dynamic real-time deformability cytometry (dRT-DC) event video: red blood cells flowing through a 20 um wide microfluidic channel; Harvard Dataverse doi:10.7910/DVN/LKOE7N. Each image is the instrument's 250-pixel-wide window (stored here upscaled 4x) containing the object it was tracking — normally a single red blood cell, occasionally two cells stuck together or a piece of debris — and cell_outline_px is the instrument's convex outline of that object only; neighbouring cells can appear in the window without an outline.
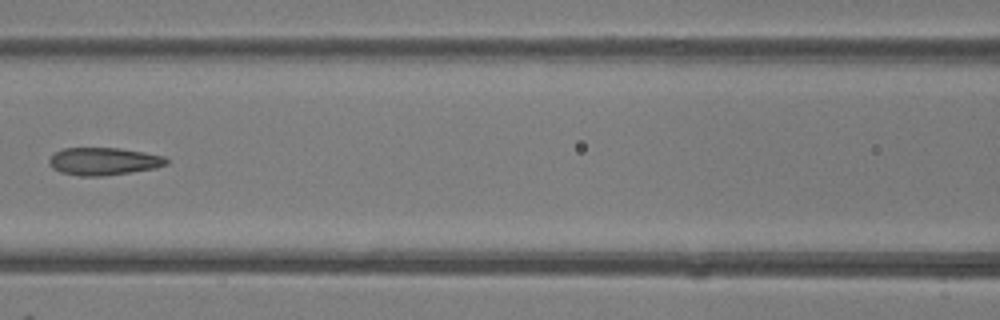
{"species": "common noctule bat (a hibernating species)", "species_latin": "Nyctalus noctula", "temperature_condition": "room temperature", "stored_images_in_passage": 8, "camera_frame_rate_fps": 3000, "um_per_image_px": 0.085, "animal": {"sex": "female"}, "frame": {"image": 1, "passage_image": 7, "time_ms": 2.0, "image_size_px": [1000, 320], "cell_outline_px": [[168, 164], [156, 168], [100, 176], [80, 176], [60, 172], [52, 168], [48, 164], [48, 160], [56, 152], [64, 148], [120, 148], [144, 152], [164, 156], [168, 160]], "centroid_in_image_um": [8.8, 13.71], "position_along_channel_um": 157.8, "area_um2": 18.79}}
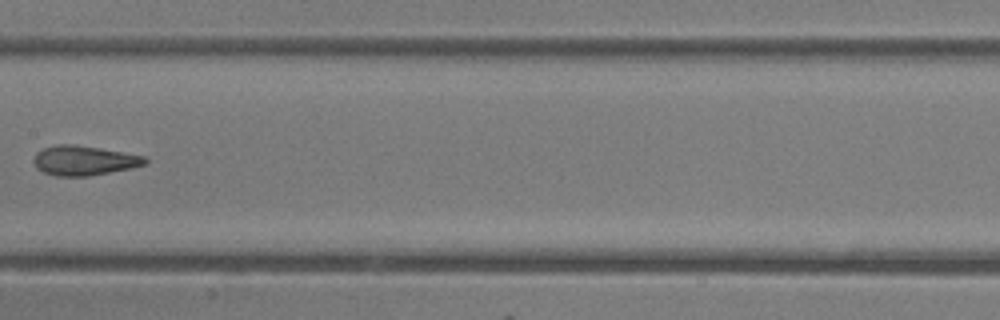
{"frame": {"image": 2, "passage_image": 8, "time_ms": 2.333, "image_size_px": [1000, 320], "cell_outline_px": [[148, 160], [144, 164], [132, 168], [88, 176], [56, 176], [44, 172], [36, 168], [32, 160], [36, 152], [44, 148], [56, 144], [72, 144], [100, 148], [148, 156]], "centroid_in_image_um": [7.14, 13.64], "position_along_channel_um": 200.3, "area_um2": 19.36}}